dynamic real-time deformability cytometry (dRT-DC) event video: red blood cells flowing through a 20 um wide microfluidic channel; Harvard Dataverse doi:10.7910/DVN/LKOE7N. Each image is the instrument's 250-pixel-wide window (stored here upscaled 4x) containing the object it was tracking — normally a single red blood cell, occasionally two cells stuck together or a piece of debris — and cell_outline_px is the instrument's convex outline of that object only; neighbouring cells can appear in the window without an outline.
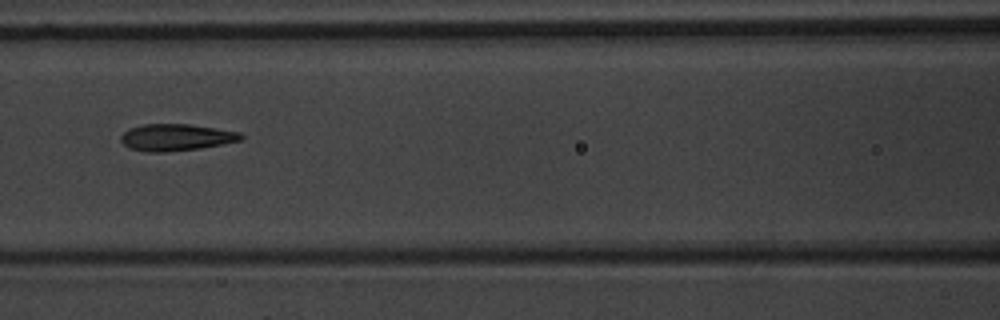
{"species": "common noctule bat (a hibernating species)", "species_latin": "Nyctalus noctula", "temperature_condition": "warm", "stored_images_in_passage": 8, "camera_frame_rate_fps": 3000, "um_per_image_px": 0.085, "animal": {"sex": "male", "body_mass_g": 20.1, "forearm_length_mm": 53.5}, "frame": {"image": 1, "passage_image": 6, "time_ms": 8.333, "image_size_px": [1000, 320], "cell_outline_px": [[244, 140], [200, 148], [164, 152], [148, 152], [128, 148], [120, 140], [120, 136], [128, 128], [144, 124], [192, 124], [240, 132], [244, 136]], "centroid_in_image_um": [14.97, 11.67], "position_along_channel_um": 151.6, "area_um2": 18.9}}
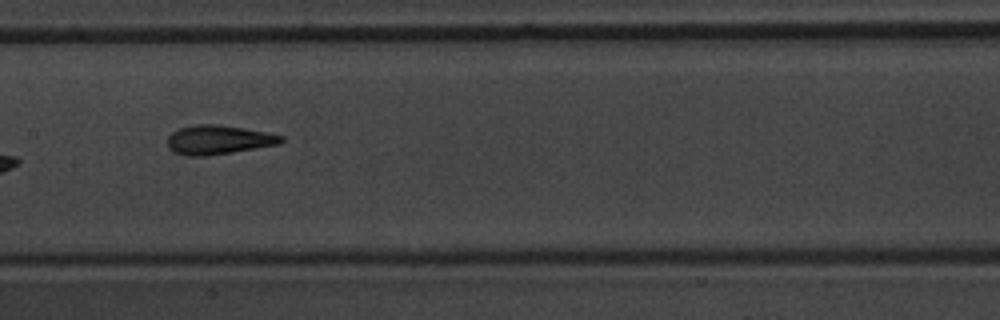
{"frame": {"image": 2, "passage_image": 7, "time_ms": 9.333, "image_size_px": [1000, 320], "cell_outline_px": [[284, 140], [280, 144], [232, 152], [204, 156], [184, 156], [172, 152], [168, 148], [168, 136], [172, 132], [180, 128], [196, 124], [216, 124], [244, 128], [284, 136]], "centroid_in_image_um": [18.54, 11.89], "position_along_channel_um": 188.9, "area_um2": 19.31}}
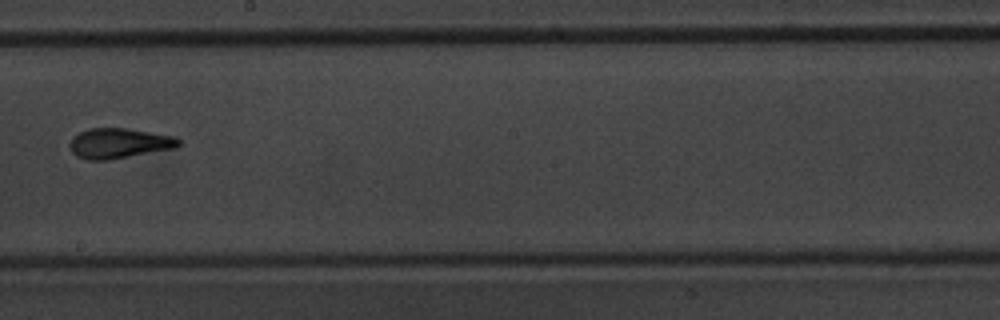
{"frame": {"image": 3, "passage_image": 8, "time_ms": 10.667, "image_size_px": [1000, 320], "cell_outline_px": [[180, 144], [176, 148], [108, 160], [88, 160], [76, 156], [72, 152], [68, 144], [80, 132], [88, 128], [128, 128], [172, 136], [180, 140]], "centroid_in_image_um": [10.11, 12.18], "position_along_channel_um": 238.1, "area_um2": 19.02}}